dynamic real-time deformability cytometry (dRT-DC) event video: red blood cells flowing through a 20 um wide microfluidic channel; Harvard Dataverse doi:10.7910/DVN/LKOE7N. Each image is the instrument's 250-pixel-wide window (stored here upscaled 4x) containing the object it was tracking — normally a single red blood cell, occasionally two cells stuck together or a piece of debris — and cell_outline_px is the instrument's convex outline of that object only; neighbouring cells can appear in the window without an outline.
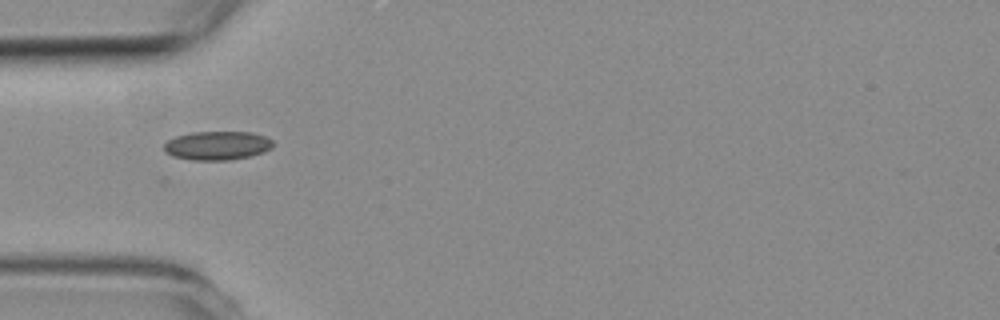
{"species": "common noctule bat (a hibernating species)", "species_latin": "Nyctalus noctula", "temperature_condition": "room temperature", "stored_images_in_passage": 4, "camera_frame_rate_fps": 3000, "um_per_image_px": 0.085, "animal": {"sex": "female", "body_mass_g": 19.3, "forearm_length_mm": 54.1}, "frame": {"image": 1, "passage_image": 2, "time_ms": 1.0, "image_size_px": [1000, 320], "cell_outline_px": [[272, 148], [264, 152], [252, 156], [232, 160], [192, 160], [172, 156], [164, 152], [164, 144], [168, 140], [176, 136], [192, 132], [252, 132], [264, 136], [272, 140]], "centroid_in_image_um": [18.46, 12.38], "position_along_channel_um": 66.5, "area_um2": 18.44}}
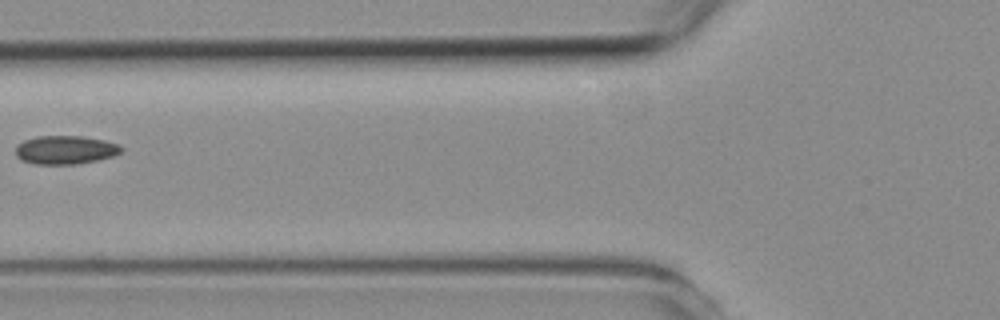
{"frame": {"image": 2, "passage_image": 3, "time_ms": 2.333, "image_size_px": [1000, 320], "cell_outline_px": [[124, 148], [120, 152], [112, 156], [100, 160], [76, 164], [32, 164], [20, 160], [16, 156], [16, 144], [24, 140], [36, 136], [84, 136], [104, 140], [120, 144]], "centroid_in_image_um": [5.54, 12.74], "position_along_channel_um": 120.3, "area_um2": 17.86}}
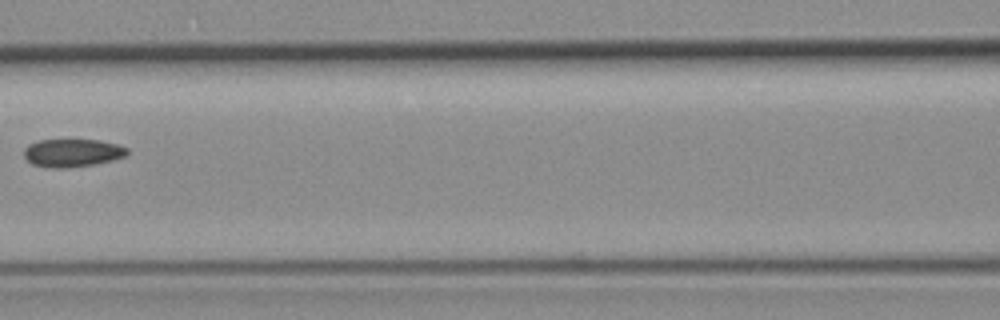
{"frame": {"image": 3, "passage_image": 4, "time_ms": 3.333, "image_size_px": [1000, 320], "cell_outline_px": [[128, 152], [124, 156], [112, 160], [92, 164], [68, 168], [48, 168], [32, 164], [24, 156], [24, 148], [28, 144], [40, 140], [100, 140], [116, 144], [128, 148]], "centroid_in_image_um": [6.12, 12.99], "position_along_channel_um": 160.5, "area_um2": 16.76}}